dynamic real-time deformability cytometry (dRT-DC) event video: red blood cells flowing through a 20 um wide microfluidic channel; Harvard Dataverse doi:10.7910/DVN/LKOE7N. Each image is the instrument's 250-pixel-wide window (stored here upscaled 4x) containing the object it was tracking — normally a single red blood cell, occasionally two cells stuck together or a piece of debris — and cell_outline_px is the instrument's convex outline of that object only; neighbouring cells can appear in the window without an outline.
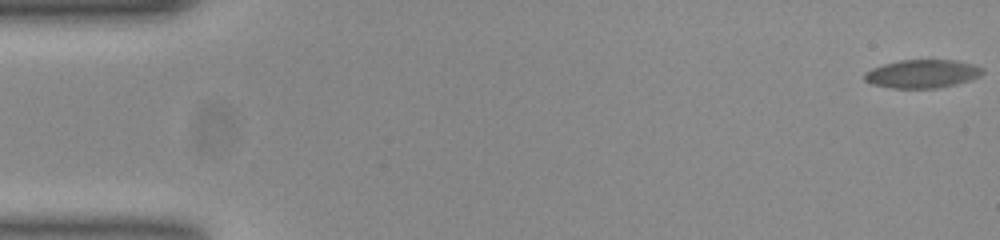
{"species": "common noctule bat (a hibernating species)", "species_latin": "Nyctalus noctula", "temperature_condition": "room temperature", "stored_images_in_passage": 56, "camera_frame_rate_fps": 3000, "um_per_image_px": 0.085, "animal": {"sex": "female", "body_mass_g": 23.0, "forearm_length_mm": 53.4}, "frame": {"image": 1, "passage_image": 1, "time_ms": 0.0, "image_size_px": [1000, 240], "cell_outline_px": [[984, 72], [980, 76], [956, 84], [940, 88], [892, 88], [872, 84], [864, 80], [864, 72], [872, 68], [884, 64], [900, 60], [956, 60], [972, 64], [984, 68]], "centroid_in_image_um": [78.39, 6.27], "position_along_channel_um": 6.6, "area_um2": 19.54}}
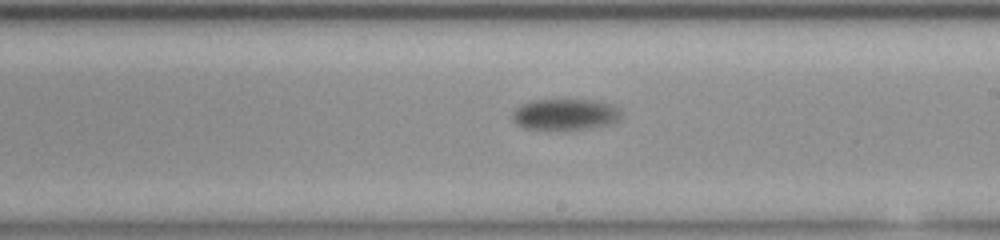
{"frame": {"image": 2, "passage_image": 32, "time_ms": 10.333, "image_size_px": [1000, 240], "cell_outline_px": [[620, 120], [612, 124], [580, 128], [524, 128], [516, 124], [512, 120], [512, 112], [520, 104], [532, 100], [600, 100], [616, 104], [620, 108]], "centroid_in_image_um": [48.08, 9.68], "position_along_channel_um": 240.9, "area_um2": 19.71}}
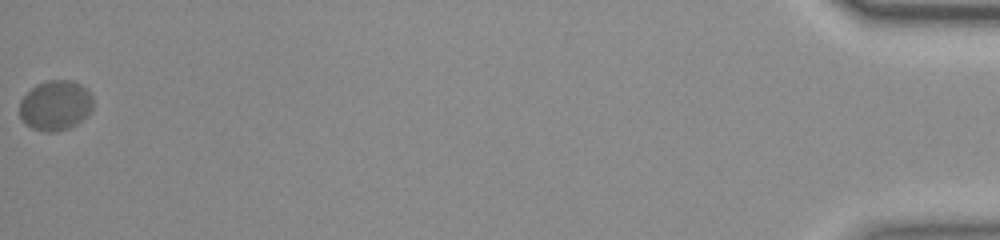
{"frame": {"image": 3, "passage_image": 56, "time_ms": 18.333, "image_size_px": [1000, 240], "cell_outline_px": [[92, 108], [88, 116], [76, 124], [68, 128], [56, 132], [48, 132], [32, 128], [20, 116], [20, 100], [36, 84], [48, 80], [72, 80], [88, 88], [92, 96]], "centroid_in_image_um": [4.75, 8.94], "position_along_channel_um": 430.5, "area_um2": 21.44}, "authors_computed_cell_mechanics": {"area_um2": 20.4323, "velocity_mm_per_s": 3.6934, "shape_relaxation_time_tau1_ms": 7.8306, "shape_relaxation_time_tau2_ms": null, "deformation_change_tau1": 0.1602, "deformation_change_tau2": null}}